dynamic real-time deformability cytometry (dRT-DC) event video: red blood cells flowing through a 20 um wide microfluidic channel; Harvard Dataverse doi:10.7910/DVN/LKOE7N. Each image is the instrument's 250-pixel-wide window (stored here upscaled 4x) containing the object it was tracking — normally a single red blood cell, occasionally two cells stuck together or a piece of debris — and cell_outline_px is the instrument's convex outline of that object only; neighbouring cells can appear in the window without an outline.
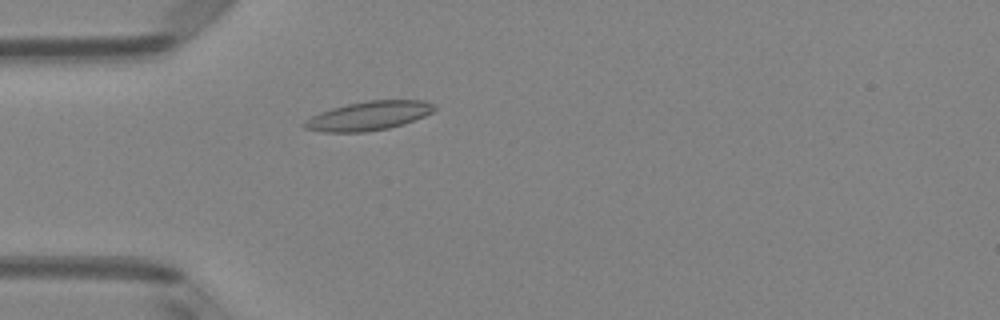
{"species": "Egyptian fruit bat (a non-hibernating species)", "species_latin": "Rousettus aegyptiacus", "temperature_condition": "room temperature", "stored_images_in_passage": 46, "camera_frame_rate_fps": 3000, "um_per_image_px": 0.085, "animal": {"sex": "female"}, "frame": {"image": 1, "passage_image": 10, "time_ms": 3.0, "image_size_px": [1000, 320], "cell_outline_px": [[436, 108], [432, 112], [424, 116], [404, 124], [388, 128], [364, 132], [324, 132], [304, 128], [300, 124], [312, 116], [320, 112], [332, 108], [348, 104], [368, 100], [424, 100], [432, 104]], "centroid_in_image_um": [31.32, 9.85], "position_along_channel_um": 53.7, "area_um2": 21.85}}
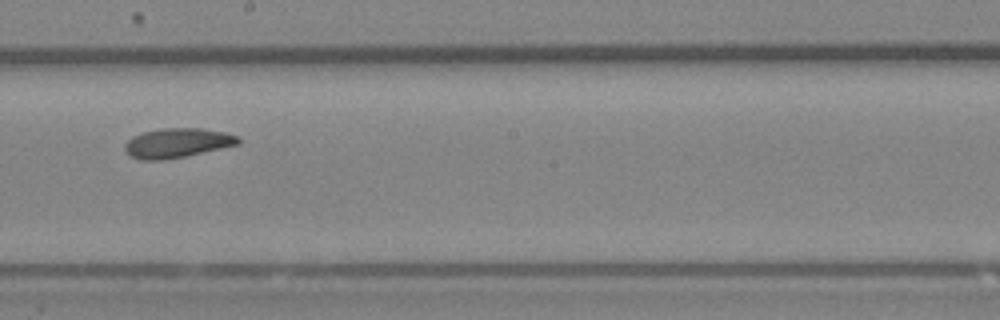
{"frame": {"image": 2, "passage_image": 24, "time_ms": 7.667, "image_size_px": [1000, 320], "cell_outline_px": [[240, 144], [184, 156], [164, 160], [140, 160], [132, 156], [124, 148], [124, 144], [132, 136], [140, 132], [160, 128], [200, 128], [228, 132], [240, 136]], "centroid_in_image_um": [15.08, 12.13], "position_along_channel_um": 233.1, "area_um2": 19.65}}
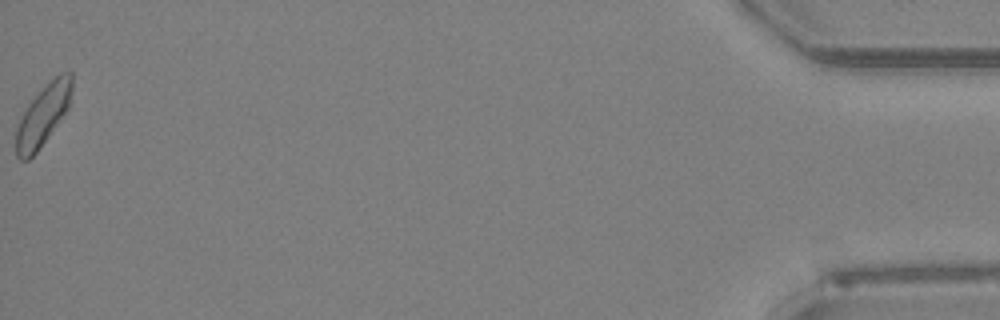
{"frame": {"image": 3, "passage_image": 46, "time_ms": 15.0, "image_size_px": [1000, 320], "cell_outline_px": [[72, 88], [68, 108], [36, 152], [28, 160], [20, 160], [16, 156], [16, 128], [28, 104], [60, 72], [72, 72]], "centroid_in_image_um": [3.65, 9.81], "position_along_channel_um": 431.5, "area_um2": 19.07}, "authors_computed_cell_mechanics": {"area_um2": 19.2474, "velocity_mm_per_s": 4.0273, "shape_relaxation_time_tau1_ms": 4.8934, "shape_relaxation_time_tau2_ms": 5.7398, "deformation_change_tau1": 0.1316, "deformation_change_tau2": 0.1345}}